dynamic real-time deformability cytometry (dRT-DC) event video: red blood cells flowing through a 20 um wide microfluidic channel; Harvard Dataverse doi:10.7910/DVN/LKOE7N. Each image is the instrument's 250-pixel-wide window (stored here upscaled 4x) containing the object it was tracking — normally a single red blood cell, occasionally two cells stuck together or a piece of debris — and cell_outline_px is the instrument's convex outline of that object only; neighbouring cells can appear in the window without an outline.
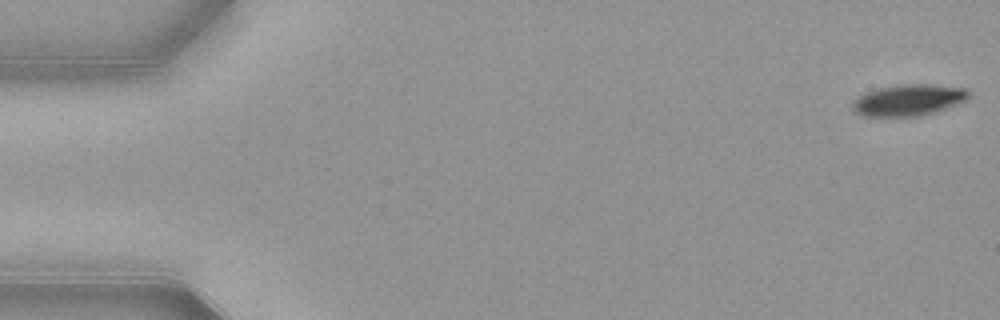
{"species": "common noctule bat (a hibernating species)", "species_latin": "Nyctalus noctula", "temperature_condition": "warm", "stored_images_in_passage": 53, "camera_frame_rate_fps": 3000, "um_per_image_px": 0.085, "animal": {"sex": "female", "body_mass_g": 21.9}, "frame": {"image": 1, "passage_image": 1, "time_ms": 0.0, "image_size_px": [1000, 320], "cell_outline_px": [[972, 96], [968, 100], [920, 116], [860, 116], [852, 108], [852, 100], [856, 96], [864, 92], [876, 88], [900, 84], [932, 84], [968, 88]], "centroid_in_image_um": [77.21, 8.48], "position_along_channel_um": 7.8, "area_um2": 21.62}}
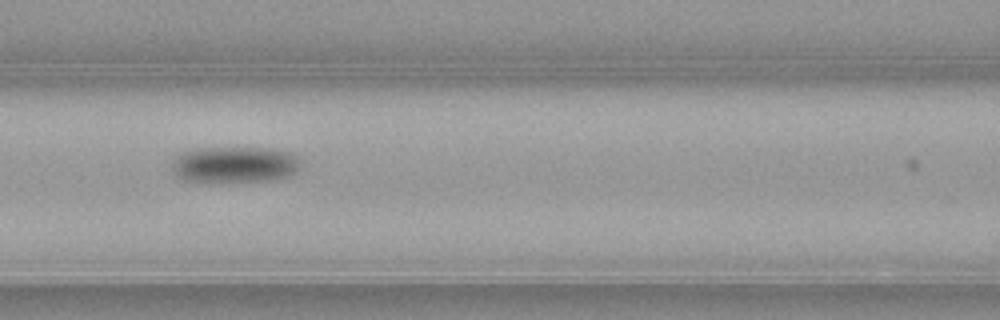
{"frame": {"image": 2, "passage_image": 23, "time_ms": 7.333, "image_size_px": [1000, 320], "cell_outline_px": [[304, 160], [300, 172], [292, 176], [276, 180], [232, 184], [228, 184], [184, 180], [176, 176], [172, 168], [172, 164], [176, 156], [184, 152], [196, 148], [272, 148], [292, 152]], "centroid_in_image_um": [20.08, 14.03], "position_along_channel_um": 146.5, "area_um2": 28.73}}
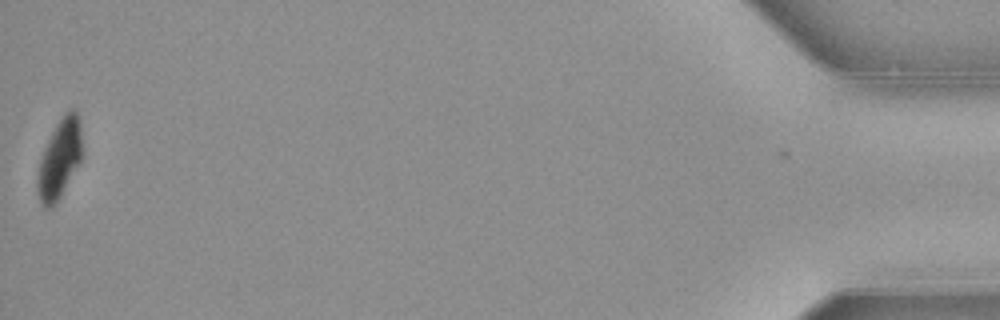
{"frame": {"image": 3, "passage_image": 53, "time_ms": 17.333, "image_size_px": [1000, 320], "cell_outline_px": [[84, 148], [80, 160], [56, 204], [52, 208], [44, 208], [40, 204], [36, 188], [36, 180], [40, 160], [48, 140], [56, 124], [64, 112], [68, 108], [72, 108], [76, 112], [80, 120]], "centroid_in_image_um": [5.07, 13.49], "position_along_channel_um": 430.1, "area_um2": 20.87}, "authors_computed_cell_mechanics": {"area_um2": 24.1026, "velocity_mm_per_s": 3.8739, "shape_relaxation_time_tau1_ms": 2.459, "shape_relaxation_time_tau2_ms": null, "deformation_change_tau1": 0.1033, "deformation_change_tau2": null}}